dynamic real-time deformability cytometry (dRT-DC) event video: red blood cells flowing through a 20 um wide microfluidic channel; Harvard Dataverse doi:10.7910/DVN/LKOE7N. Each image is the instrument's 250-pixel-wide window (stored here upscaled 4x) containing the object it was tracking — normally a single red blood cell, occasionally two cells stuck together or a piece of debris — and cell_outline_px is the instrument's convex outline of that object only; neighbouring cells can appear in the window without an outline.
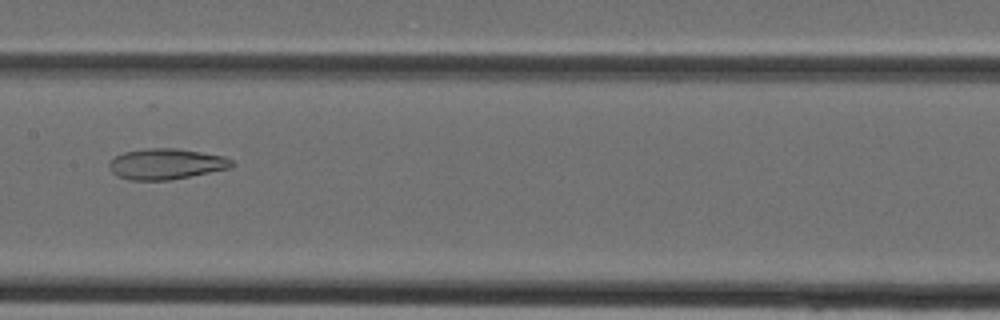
{"species": "Egyptian fruit bat (a non-hibernating species)", "species_latin": "Rousettus aegyptiacus", "temperature_condition": "cold", "stored_images_in_passage": 39, "camera_frame_rate_fps": 3000, "um_per_image_px": 0.085, "animal": {"sex": "female"}, "frame": {"image": 1, "passage_image": 20, "time_ms": 6.333, "image_size_px": [1000, 320], "cell_outline_px": [[236, 164], [232, 168], [172, 180], [128, 180], [116, 176], [112, 172], [108, 164], [116, 156], [124, 152], [148, 148], [176, 148], [224, 156], [232, 160]], "centroid_in_image_um": [14.15, 13.95], "position_along_channel_um": 193.2, "area_um2": 22.14}}
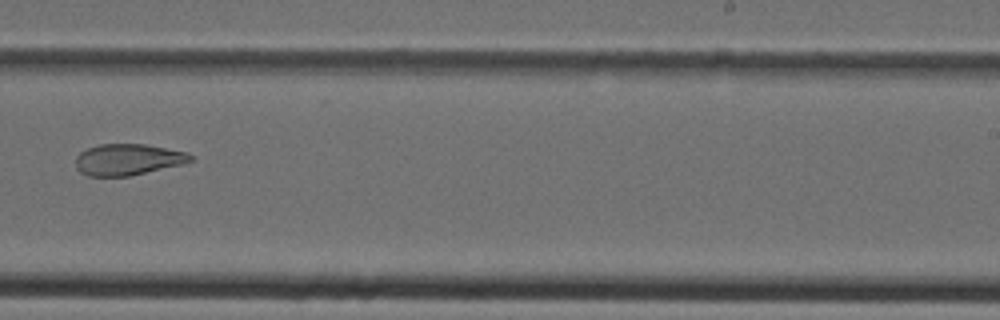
{"frame": {"image": 2, "passage_image": 25, "time_ms": 8.0, "image_size_px": [1000, 320], "cell_outline_px": [[196, 156], [192, 160], [180, 164], [128, 176], [88, 176], [80, 172], [76, 168], [76, 156], [80, 152], [88, 148], [100, 144], [144, 144], [188, 152]], "centroid_in_image_um": [10.86, 13.55], "position_along_channel_um": 278.1, "area_um2": 20.81}}
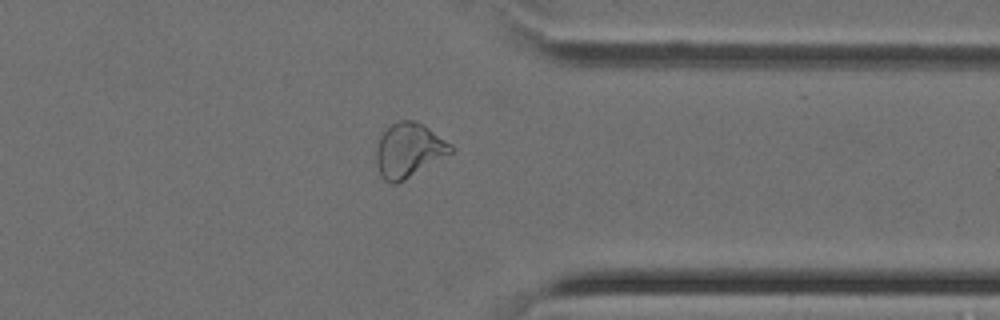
{"frame": {"image": 3, "passage_image": 31, "time_ms": 10.0, "image_size_px": [1000, 320], "cell_outline_px": [[456, 148], [452, 152], [404, 180], [396, 184], [392, 184], [384, 180], [380, 176], [376, 164], [376, 148], [380, 136], [392, 124], [400, 120], [412, 120], [424, 124], [452, 144]], "centroid_in_image_um": [34.74, 12.77], "position_along_channel_um": 376.7, "area_um2": 23.58}}